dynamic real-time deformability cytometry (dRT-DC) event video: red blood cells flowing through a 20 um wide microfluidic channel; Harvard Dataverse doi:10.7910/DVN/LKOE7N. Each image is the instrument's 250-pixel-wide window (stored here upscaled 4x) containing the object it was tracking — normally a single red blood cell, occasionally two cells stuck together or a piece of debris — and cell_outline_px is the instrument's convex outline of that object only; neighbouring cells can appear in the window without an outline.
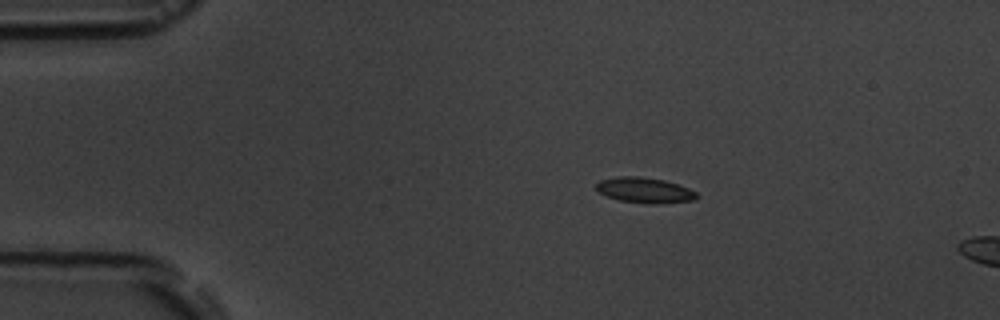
{"species": "common noctule bat (a hibernating species)", "species_latin": "Nyctalus noctula", "temperature_condition": "room temperature", "stored_images_in_passage": 3, "segment_of_instrument_passage": [1, 2], "camera_frame_rate_fps": 3000, "um_per_image_px": 0.085, "animal": {"sex": "male", "body_mass_g": 19.5, "forearm_length_mm": 54.6}, "frame": {"image": 1, "passage_image": 1, "time_ms": 0.0, "image_size_px": [1000, 320], "cell_outline_px": [[696, 200], [660, 204], [652, 204], [620, 200], [608, 196], [600, 192], [596, 188], [596, 184], [600, 180], [616, 176], [640, 176], [664, 180], [688, 188], [696, 192]], "centroid_in_image_um": [54.8, 16.16], "position_along_channel_um": 30.2, "area_um2": 14.8}}